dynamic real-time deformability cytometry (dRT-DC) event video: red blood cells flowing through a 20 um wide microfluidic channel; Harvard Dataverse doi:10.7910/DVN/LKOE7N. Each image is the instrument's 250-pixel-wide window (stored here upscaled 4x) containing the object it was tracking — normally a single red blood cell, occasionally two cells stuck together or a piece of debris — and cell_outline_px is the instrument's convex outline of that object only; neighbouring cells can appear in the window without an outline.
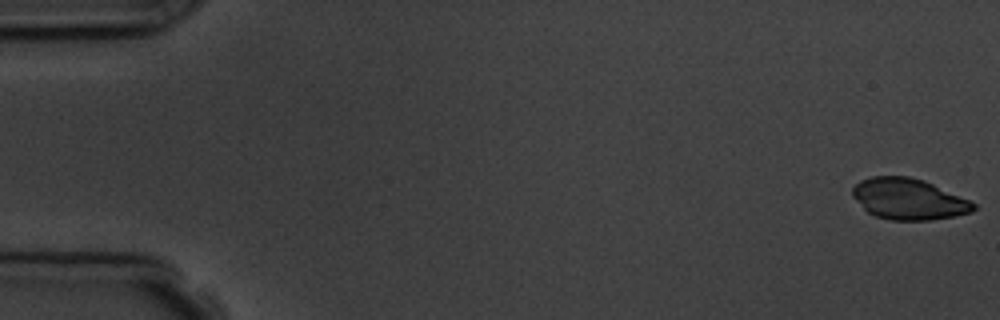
{"species": "common noctule bat (a hibernating species)", "species_latin": "Nyctalus noctula", "temperature_condition": "room temperature", "stored_images_in_passage": 5, "camera_frame_rate_fps": 3000, "um_per_image_px": 0.085, "animal": {"sex": "male", "body_mass_g": 19.5, "forearm_length_mm": 54.6}, "frame": {"image": 1, "passage_image": 1, "time_ms": 0.0, "image_size_px": [1000, 320], "cell_outline_px": [[976, 208], [972, 212], [932, 220], [888, 220], [876, 216], [868, 212], [852, 196], [852, 188], [860, 180], [872, 176], [908, 176], [924, 180], [968, 200], [976, 204]], "centroid_in_image_um": [77.2, 16.92], "position_along_channel_um": 7.8, "area_um2": 28.78}}